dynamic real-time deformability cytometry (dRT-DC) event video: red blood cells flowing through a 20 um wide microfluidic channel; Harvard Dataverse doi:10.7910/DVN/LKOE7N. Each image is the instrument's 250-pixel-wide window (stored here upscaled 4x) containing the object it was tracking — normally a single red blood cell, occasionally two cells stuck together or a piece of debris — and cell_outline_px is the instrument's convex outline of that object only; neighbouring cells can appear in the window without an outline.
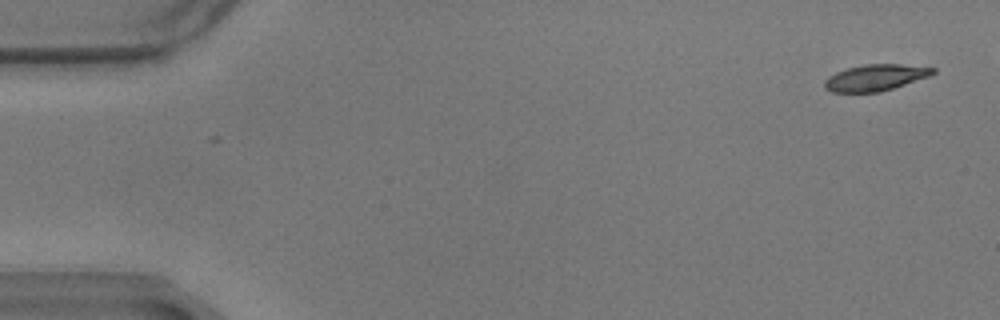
{"species": "common noctule bat (a hibernating species)", "species_latin": "Nyctalus noctula", "temperature_condition": "warm", "stored_images_in_passage": 2, "camera_frame_rate_fps": 3000, "um_per_image_px": 0.085, "animal": {"sex": "male", "body_mass_g": 17.9}, "frame": {"image": 1, "passage_image": 2, "time_ms": 0.333, "image_size_px": [1000, 320], "cell_outline_px": [[936, 72], [928, 76], [880, 92], [832, 92], [824, 88], [824, 80], [828, 76], [836, 72], [848, 68], [864, 64], [900, 64], [936, 68]], "centroid_in_image_um": [74.37, 6.59], "position_along_channel_um": 10.6, "area_um2": 16.47}}